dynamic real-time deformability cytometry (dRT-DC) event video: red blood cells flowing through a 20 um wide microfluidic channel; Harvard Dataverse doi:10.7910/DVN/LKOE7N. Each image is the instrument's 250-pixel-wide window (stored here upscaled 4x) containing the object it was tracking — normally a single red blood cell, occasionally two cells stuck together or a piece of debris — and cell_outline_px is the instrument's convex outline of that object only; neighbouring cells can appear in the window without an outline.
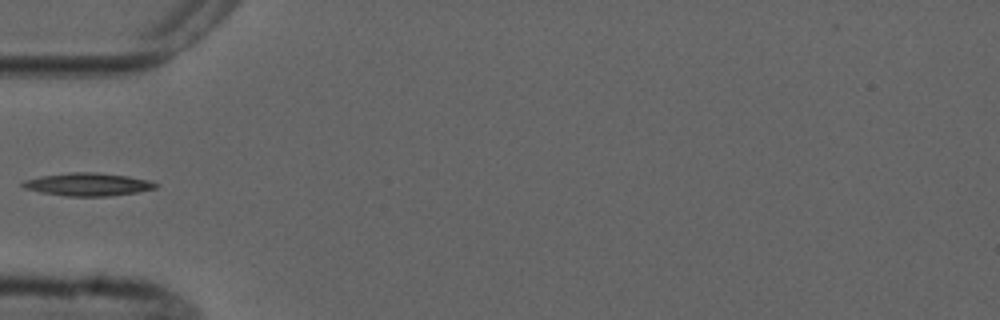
{"species": "common noctule bat (a hibernating species)", "species_latin": "Nyctalus noctula", "temperature_condition": "cold", "stored_images_in_passage": 4, "camera_frame_rate_fps": 3000, "um_per_image_px": 0.085, "animal": {"sex": "male", "forearm_length_mm": 52.5}, "frame": {"image": 1, "passage_image": 4, "time_ms": 4.333, "image_size_px": [1000, 320], "cell_outline_px": [[156, 188], [136, 192], [108, 196], [68, 196], [40, 192], [24, 188], [20, 184], [24, 180], [40, 176], [68, 172], [100, 172], [128, 176], [148, 180], [156, 184]], "centroid_in_image_um": [7.42, 15.66], "position_along_channel_um": 77.6, "area_um2": 17.69}}